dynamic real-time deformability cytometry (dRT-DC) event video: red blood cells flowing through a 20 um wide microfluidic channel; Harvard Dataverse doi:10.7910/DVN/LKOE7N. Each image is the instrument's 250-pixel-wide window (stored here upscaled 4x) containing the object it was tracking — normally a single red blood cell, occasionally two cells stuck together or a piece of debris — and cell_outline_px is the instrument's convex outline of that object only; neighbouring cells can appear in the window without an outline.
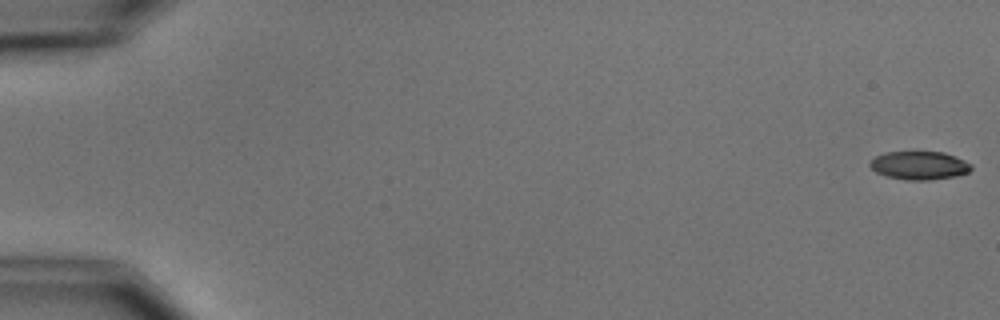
{"species": "common noctule bat (a hibernating species)", "species_latin": "Nyctalus noctula", "temperature_condition": "cold", "stored_images_in_passage": 5, "camera_frame_rate_fps": 3000, "um_per_image_px": 0.085, "animal": {"sex": "male", "body_mass_g": 15.6}, "frame": {"image": 1, "passage_image": 1, "time_ms": 0.0, "image_size_px": [1000, 320], "cell_outline_px": [[972, 168], [968, 172], [956, 176], [928, 180], [908, 180], [888, 176], [876, 172], [868, 164], [876, 156], [884, 152], [944, 152], [964, 160], [972, 164]], "centroid_in_image_um": [78.16, 14.06], "position_along_channel_um": 6.8, "area_um2": 16.59}}
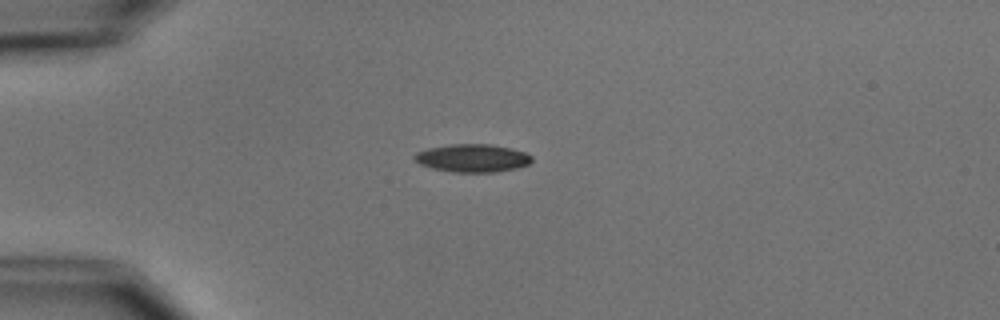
{"frame": {"image": 2, "passage_image": 5, "time_ms": 4.667, "image_size_px": [1000, 320], "cell_outline_px": [[532, 160], [528, 164], [516, 168], [496, 172], [452, 172], [432, 168], [420, 164], [412, 156], [416, 152], [428, 148], [452, 144], [488, 144], [512, 148], [524, 152], [532, 156]], "centroid_in_image_um": [40.15, 13.44], "position_along_channel_um": 44.8, "area_um2": 19.07}}